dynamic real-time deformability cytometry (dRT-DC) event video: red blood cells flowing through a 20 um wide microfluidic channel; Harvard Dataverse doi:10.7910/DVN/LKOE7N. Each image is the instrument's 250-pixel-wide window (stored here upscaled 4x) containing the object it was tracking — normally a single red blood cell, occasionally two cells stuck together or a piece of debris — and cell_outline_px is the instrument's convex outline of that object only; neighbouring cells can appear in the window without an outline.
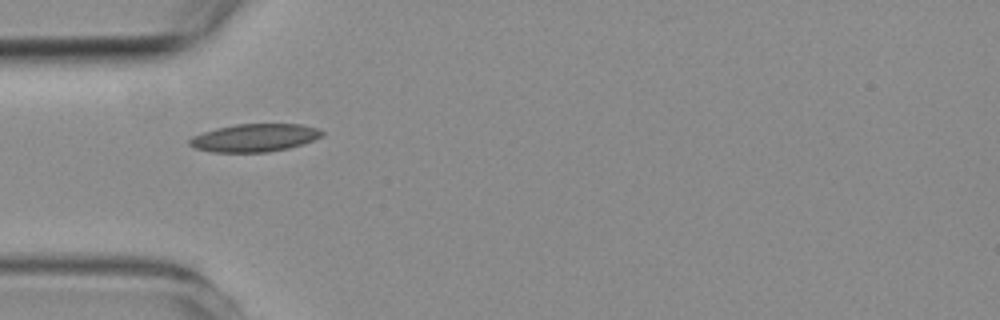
{"species": "common noctule bat (a hibernating species)", "species_latin": "Nyctalus noctula", "temperature_condition": "room temperature", "stored_images_in_passage": 3, "camera_frame_rate_fps": 3000, "um_per_image_px": 0.085, "animal": {"sex": "female", "body_mass_g": 19.3, "forearm_length_mm": 54.1}, "frame": {"image": 1, "passage_image": 1, "time_ms": 0.0, "image_size_px": [1000, 320], "cell_outline_px": [[324, 136], [304, 144], [288, 148], [268, 152], [212, 152], [196, 148], [188, 144], [188, 140], [192, 136], [216, 128], [236, 124], [300, 124], [316, 128], [324, 132]], "centroid_in_image_um": [21.65, 11.71], "position_along_channel_um": 63.3, "area_um2": 21.56}}
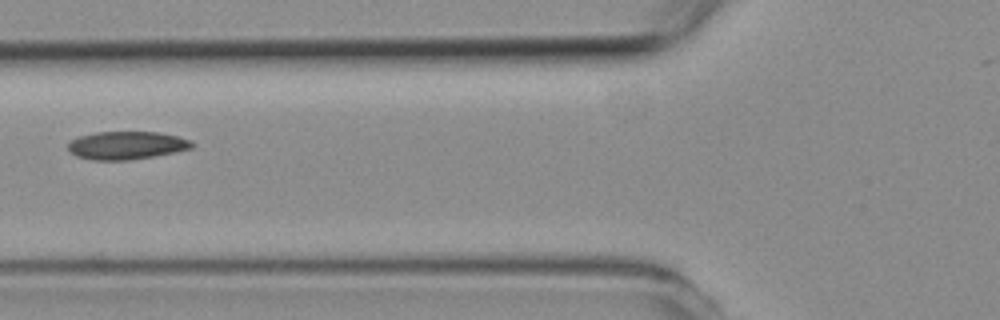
{"frame": {"image": 2, "passage_image": 2, "time_ms": 1.333, "image_size_px": [1000, 320], "cell_outline_px": [[192, 148], [152, 156], [128, 160], [92, 160], [76, 156], [68, 148], [68, 144], [72, 140], [80, 136], [96, 132], [160, 132], [192, 140]], "centroid_in_image_um": [10.74, 12.35], "position_along_channel_um": 115.1, "area_um2": 19.94}}
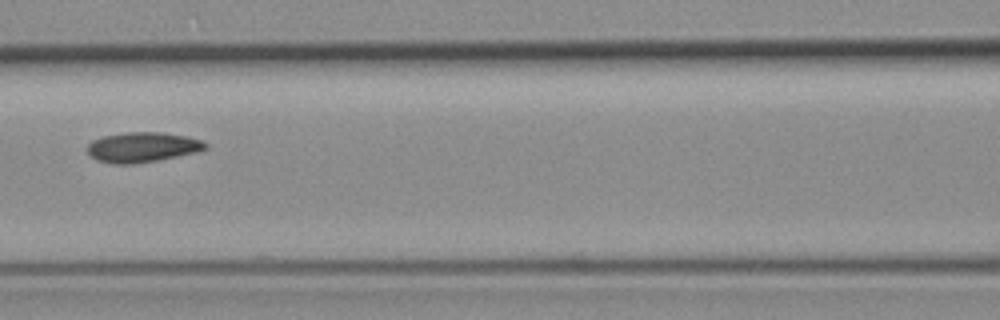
{"frame": {"image": 3, "passage_image": 3, "time_ms": 2.333, "image_size_px": [1000, 320], "cell_outline_px": [[208, 148], [196, 152], [156, 160], [132, 164], [112, 164], [96, 160], [88, 152], [88, 144], [92, 140], [104, 136], [124, 132], [160, 132], [188, 136], [200, 140], [208, 144]], "centroid_in_image_um": [12.1, 12.5], "position_along_channel_um": 154.5, "area_um2": 20.58}}